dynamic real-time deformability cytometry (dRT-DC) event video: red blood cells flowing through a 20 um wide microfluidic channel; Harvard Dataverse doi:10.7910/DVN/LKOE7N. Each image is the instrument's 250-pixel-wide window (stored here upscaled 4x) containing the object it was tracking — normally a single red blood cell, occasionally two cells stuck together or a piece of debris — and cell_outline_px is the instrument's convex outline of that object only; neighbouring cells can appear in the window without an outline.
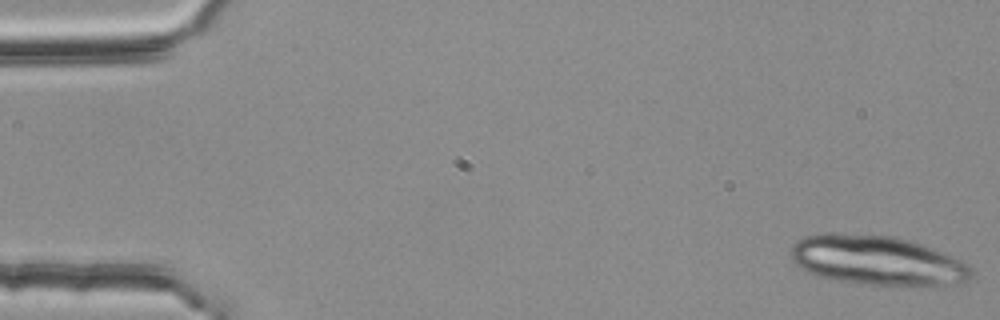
{"species": "common noctule bat (a hibernating species)", "species_latin": "Nyctalus noctula", "temperature_condition": "room temperature", "stored_images_in_passage": 4, "camera_frame_rate_fps": 3000, "um_per_image_px": 0.085, "animal": {"sex": "female", "body_mass_g": 25.1}, "frame": {"image": 1, "passage_image": 1, "time_ms": 0.0, "image_size_px": [1000, 320], "cell_outline_px": [[976, 272], [964, 284], [920, 288], [904, 288], [860, 284], [836, 280], [816, 276], [800, 268], [792, 260], [792, 244], [796, 240], [804, 236], [824, 232], [832, 232], [892, 236], [908, 240], [932, 248], [952, 256], [968, 264]], "centroid_in_image_um": [74.62, 22.19], "position_along_channel_um": 10.4, "area_um2": 53.81}}